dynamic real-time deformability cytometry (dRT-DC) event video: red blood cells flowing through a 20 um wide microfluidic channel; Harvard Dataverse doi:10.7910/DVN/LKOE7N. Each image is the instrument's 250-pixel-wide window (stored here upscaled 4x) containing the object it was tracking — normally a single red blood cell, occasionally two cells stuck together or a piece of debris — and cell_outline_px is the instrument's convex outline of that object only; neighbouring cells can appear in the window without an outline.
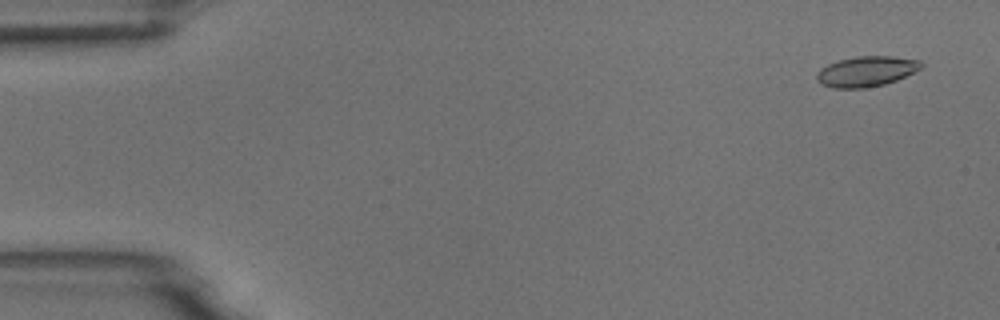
{"species": "common noctule bat (a hibernating species)", "species_latin": "Nyctalus noctula", "temperature_condition": "room temperature", "stored_images_in_passage": 54, "camera_frame_rate_fps": 3000, "um_per_image_px": 0.085, "animal": {"sex": "male", "body_mass_g": 18.8}, "frame": {"image": 1, "passage_image": 3, "time_ms": 0.667, "image_size_px": [1000, 320], "cell_outline_px": [[924, 64], [920, 68], [896, 80], [884, 84], [864, 88], [832, 88], [820, 84], [816, 80], [816, 72], [820, 68], [828, 64], [840, 60], [856, 56], [892, 56], [920, 60]], "centroid_in_image_um": [73.59, 6.07], "position_along_channel_um": 11.4, "area_um2": 18.44}}
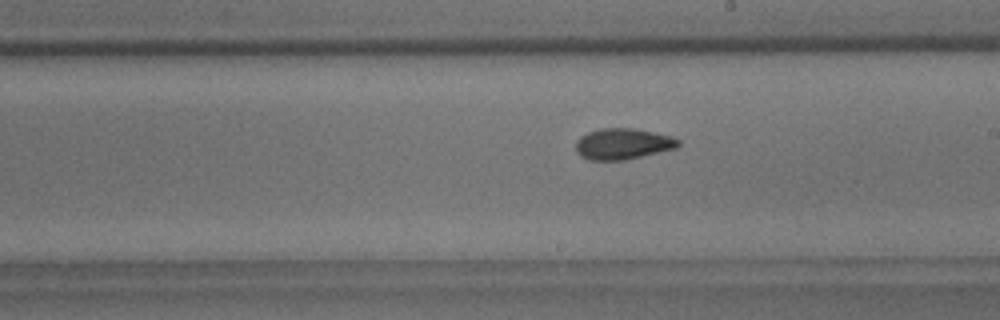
{"frame": {"image": 2, "passage_image": 31, "time_ms": 10.0, "image_size_px": [1000, 320], "cell_outline_px": [[680, 144], [676, 148], [624, 160], [588, 160], [580, 156], [576, 152], [576, 140], [580, 136], [588, 132], [600, 128], [632, 128], [672, 136], [680, 140]], "centroid_in_image_um": [52.91, 12.23], "position_along_channel_um": 236.1, "area_um2": 18.55}}
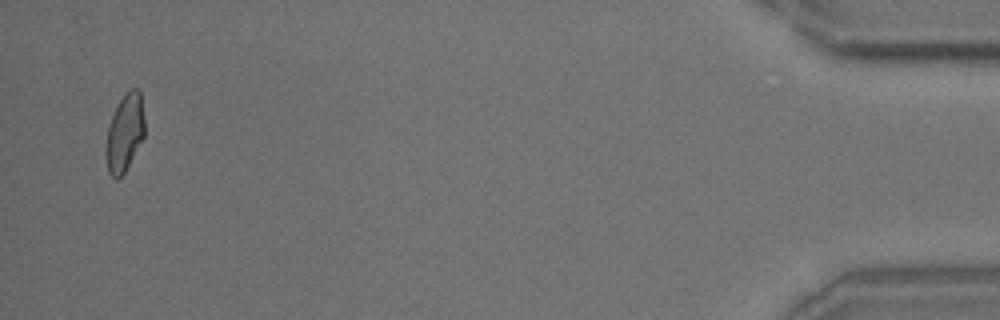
{"frame": {"image": 3, "passage_image": 53, "time_ms": 17.333, "image_size_px": [1000, 320], "cell_outline_px": [[144, 136], [124, 172], [116, 180], [108, 172], [104, 152], [104, 144], [108, 128], [116, 104], [124, 92], [128, 88], [140, 88], [144, 116]], "centroid_in_image_um": [10.58, 11.23], "position_along_channel_um": 424.6, "area_um2": 17.8}, "authors_computed_cell_mechanics": {"area_um2": 18.2648, "velocity_mm_per_s": 3.7214, "shape_relaxation_time_tau1_ms": null, "shape_relaxation_time_tau2_ms": 1.9612, "deformation_change_tau1": null, "deformation_change_tau2": 0.0796}}